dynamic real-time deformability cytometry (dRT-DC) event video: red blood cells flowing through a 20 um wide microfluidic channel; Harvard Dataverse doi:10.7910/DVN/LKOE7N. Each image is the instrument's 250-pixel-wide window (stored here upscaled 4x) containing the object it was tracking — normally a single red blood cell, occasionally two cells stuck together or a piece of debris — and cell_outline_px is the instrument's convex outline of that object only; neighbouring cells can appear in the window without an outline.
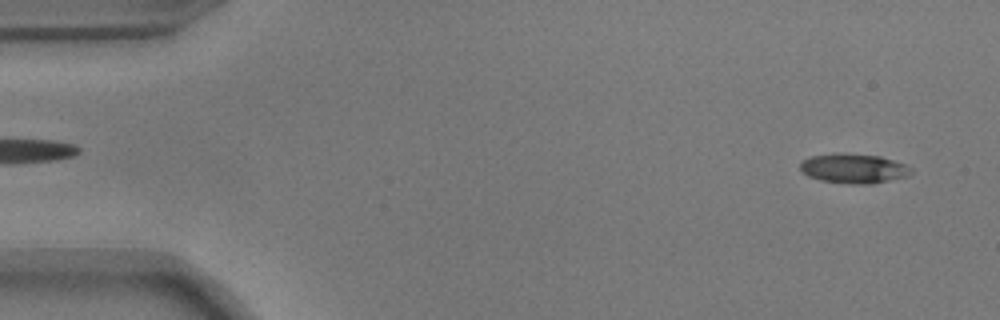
{"species": "common noctule bat (a hibernating species)", "species_latin": "Nyctalus noctula", "temperature_condition": "warm", "stored_images_in_passage": 54, "camera_frame_rate_fps": 3000, "um_per_image_px": 0.085, "animal": {"sex": "male", "body_mass_g": 17.9}, "frame": {"image": 1, "passage_image": 3, "time_ms": 0.667, "image_size_px": [1000, 320], "cell_outline_px": [[912, 172], [908, 176], [872, 184], [848, 184], [820, 180], [808, 176], [800, 168], [800, 164], [808, 156], [836, 152], [844, 152], [880, 156], [904, 164], [912, 168]], "centroid_in_image_um": [72.54, 14.31], "position_along_channel_um": 12.5, "area_um2": 19.36}}
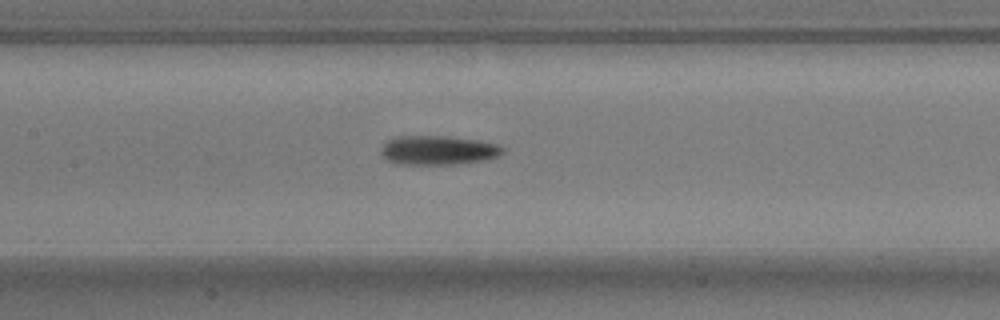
{"frame": {"image": 2, "passage_image": 25, "time_ms": 8.0, "image_size_px": [1000, 320], "cell_outline_px": [[504, 152], [496, 156], [480, 160], [452, 164], [396, 164], [388, 160], [380, 152], [380, 148], [388, 140], [400, 136], [444, 136], [476, 140], [496, 144], [504, 148]], "centroid_in_image_um": [37.18, 12.76], "position_along_channel_um": 170.2, "area_um2": 20.29}}
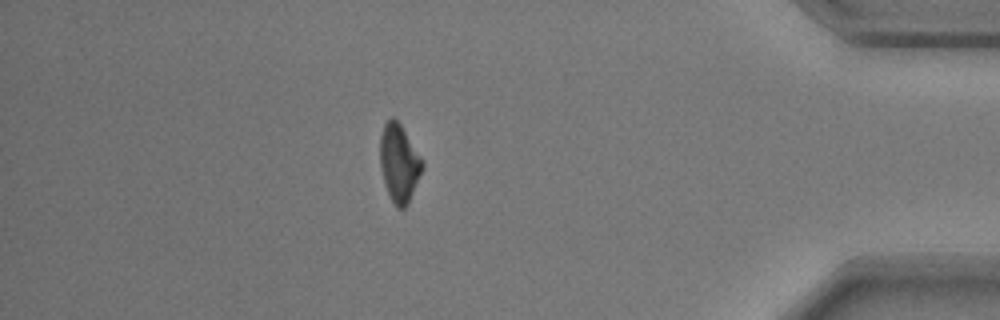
{"frame": {"image": 3, "passage_image": 47, "time_ms": 15.333, "image_size_px": [1000, 320], "cell_outline_px": [[424, 164], [408, 204], [404, 208], [396, 208], [388, 192], [384, 180], [380, 164], [380, 136], [384, 124], [392, 116], [400, 124], [424, 160]], "centroid_in_image_um": [33.93, 13.84], "position_along_channel_um": 401.3, "area_um2": 18.9}, "authors_computed_cell_mechanics": {"area_um2": 19.5364, "velocity_mm_per_s": 3.7083, "shape_relaxation_time_tau1_ms": 3.788, "shape_relaxation_time_tau2_ms": 8.7652, "deformation_change_tau1": 0.154, "deformation_change_tau2": 0.1718}}